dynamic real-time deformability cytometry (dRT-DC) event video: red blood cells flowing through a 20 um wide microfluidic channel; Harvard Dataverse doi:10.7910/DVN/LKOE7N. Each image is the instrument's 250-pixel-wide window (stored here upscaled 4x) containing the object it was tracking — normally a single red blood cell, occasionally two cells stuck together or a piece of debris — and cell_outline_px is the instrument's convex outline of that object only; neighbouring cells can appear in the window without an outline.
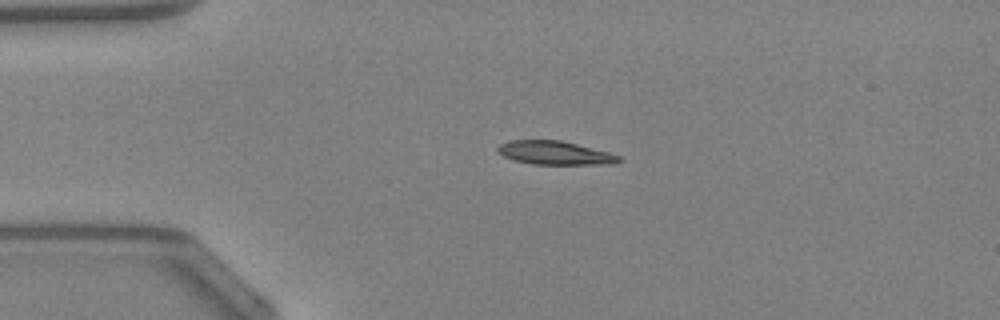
{"species": "Egyptian fruit bat (a non-hibernating species)", "species_latin": "Rousettus aegyptiacus", "temperature_condition": "warm", "stored_images_in_passage": 40, "camera_frame_rate_fps": 3000, "um_per_image_px": 0.085, "animal": {"sex": "female"}, "frame": {"image": 1, "passage_image": 10, "time_ms": 3.0, "image_size_px": [1000, 320], "cell_outline_px": [[620, 160], [616, 164], [532, 164], [516, 160], [504, 156], [496, 152], [496, 148], [500, 144], [508, 140], [560, 140], [608, 152], [620, 156]], "centroid_in_image_um": [47.13, 12.99], "position_along_channel_um": 37.9, "area_um2": 16.53}}
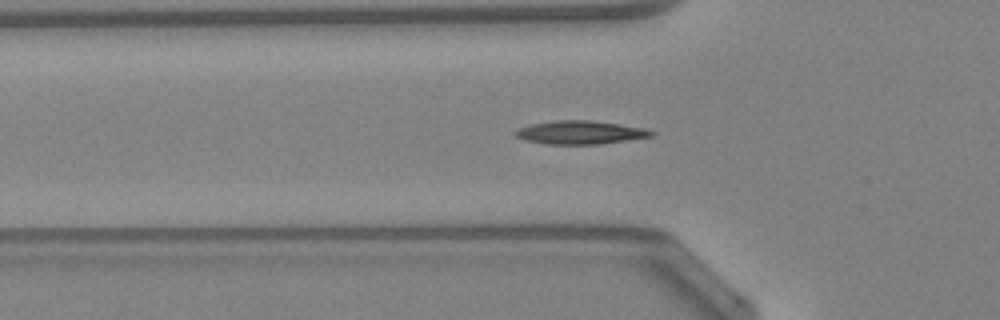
{"frame": {"image": 2, "passage_image": 15, "time_ms": 4.667, "image_size_px": [1000, 320], "cell_outline_px": [[656, 132], [652, 136], [596, 144], [548, 144], [524, 140], [516, 136], [512, 132], [516, 128], [532, 124], [556, 120], [588, 120], [620, 124], [644, 128]], "centroid_in_image_um": [49.26, 11.25], "position_along_channel_um": 76.5, "area_um2": 18.38}, "authors_computed_cell_mechanics": {"area_um2": 16.9065, "velocity_mm_per_s": 4.3035, "shape_relaxation_time_tau1_ms": 4.5911, "shape_relaxation_time_tau2_ms": 11.1695, "deformation_change_tau1": 0.1719, "deformation_change_tau2": 0.1719}}